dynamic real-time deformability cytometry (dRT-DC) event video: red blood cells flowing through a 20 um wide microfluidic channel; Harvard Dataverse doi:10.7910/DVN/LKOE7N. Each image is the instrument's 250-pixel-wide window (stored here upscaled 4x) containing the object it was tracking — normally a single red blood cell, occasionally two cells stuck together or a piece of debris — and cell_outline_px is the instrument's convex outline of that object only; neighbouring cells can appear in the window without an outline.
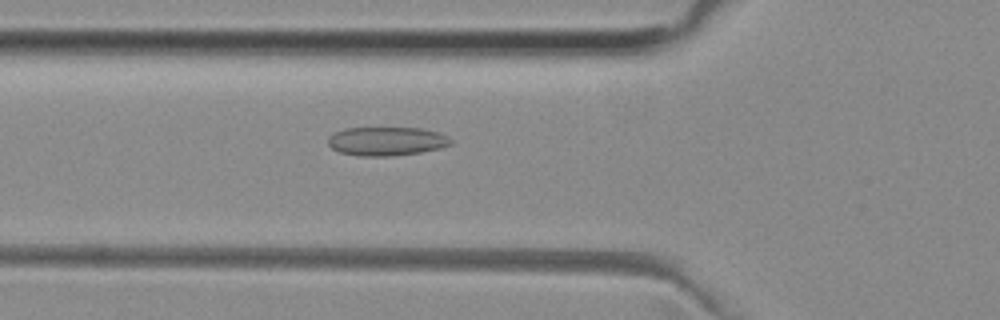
{"species": "common noctule bat (a hibernating species)", "species_latin": "Nyctalus noctula", "temperature_condition": "room temperature", "stored_images_in_passage": 52, "camera_frame_rate_fps": 3000, "um_per_image_px": 0.085, "animal": {"sex": "female", "body_mass_g": 29.2, "forearm_length_mm": 56.3}, "frame": {"image": 1, "passage_image": 18, "time_ms": 5.667, "image_size_px": [1000, 320], "cell_outline_px": [[452, 144], [440, 148], [420, 152], [392, 156], [356, 156], [340, 152], [332, 148], [328, 144], [328, 136], [344, 128], [420, 128], [436, 132], [448, 136], [452, 140]], "centroid_in_image_um": [32.84, 12.01], "position_along_channel_um": 93.0, "area_um2": 20.58}}
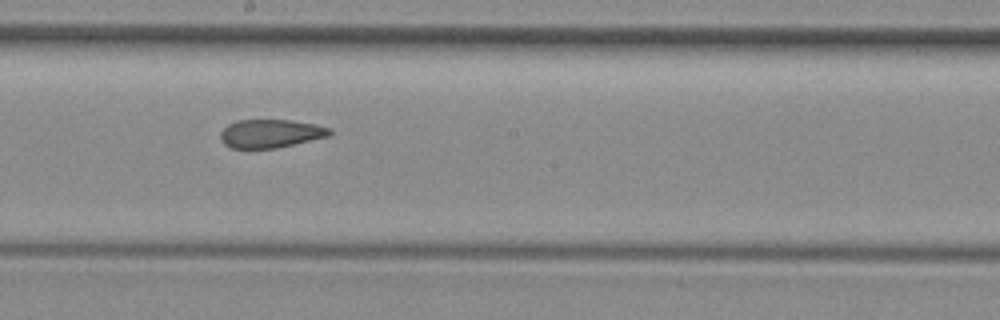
{"frame": {"image": 2, "passage_image": 28, "time_ms": 9.0, "image_size_px": [1000, 320], "cell_outline_px": [[332, 132], [328, 136], [276, 148], [232, 148], [224, 144], [220, 140], [220, 132], [228, 124], [236, 120], [288, 120], [316, 124], [332, 128]], "centroid_in_image_um": [22.98, 11.34], "position_along_channel_um": 225.2, "area_um2": 18.03}}
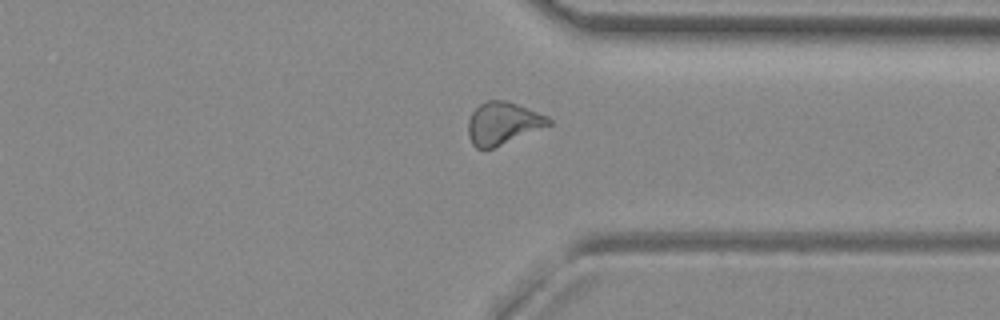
{"frame": {"image": 3, "passage_image": 39, "time_ms": 12.667, "image_size_px": [1000, 320], "cell_outline_px": [[552, 124], [492, 148], [476, 148], [472, 144], [468, 136], [468, 120], [472, 112], [480, 104], [488, 100], [508, 100], [548, 116], [552, 120]], "centroid_in_image_um": [42.73, 10.46], "position_along_channel_um": 368.7, "area_um2": 19.77}, "authors_computed_cell_mechanics": {"area_um2": 19.8254, "velocity_mm_per_s": 3.9576, "shape_relaxation_time_tau1_ms": null, "shape_relaxation_time_tau2_ms": 1.7542, "deformation_change_tau1": null, "deformation_change_tau2": 0.0858}}